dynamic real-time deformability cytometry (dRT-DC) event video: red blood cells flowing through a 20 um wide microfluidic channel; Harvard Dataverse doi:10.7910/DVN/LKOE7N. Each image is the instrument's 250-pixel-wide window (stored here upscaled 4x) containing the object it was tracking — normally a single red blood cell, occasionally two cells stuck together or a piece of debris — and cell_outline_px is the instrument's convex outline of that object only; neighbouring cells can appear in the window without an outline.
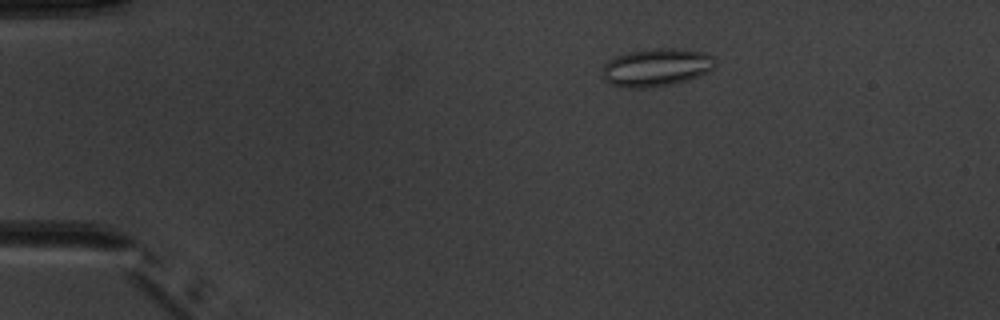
{"species": "common noctule bat (a hibernating species)", "species_latin": "Nyctalus noctula", "temperature_condition": "warm", "stored_images_in_passage": 5, "camera_frame_rate_fps": 3000, "um_per_image_px": 0.085, "animal": {"sex": "male", "body_mass_g": 20.1, "forearm_length_mm": 53.5}, "frame": {"image": 1, "passage_image": 2, "time_ms": 2.333, "image_size_px": [1000, 320], "cell_outline_px": [[716, 64], [712, 68], [700, 76], [688, 80], [672, 84], [644, 88], [628, 88], [612, 84], [604, 80], [604, 64], [608, 60], [616, 56], [628, 52], [652, 48], [680, 48], [704, 52], [712, 56], [716, 60]], "centroid_in_image_um": [55.82, 5.72], "position_along_channel_um": 29.2, "area_um2": 24.97}}
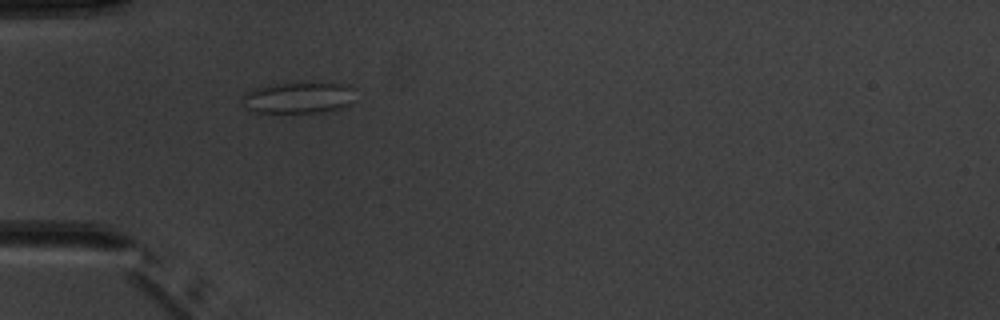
{"frame": {"image": 2, "passage_image": 4, "time_ms": 4.667, "image_size_px": [1000, 320], "cell_outline_px": [[352, 88], [348, 104], [336, 108], [320, 112], [280, 116], [256, 112], [240, 104], [244, 92], [252, 88], [276, 84], [348, 84]], "centroid_in_image_um": [25.18, 8.37], "position_along_channel_um": 59.8, "area_um2": 20.75}}
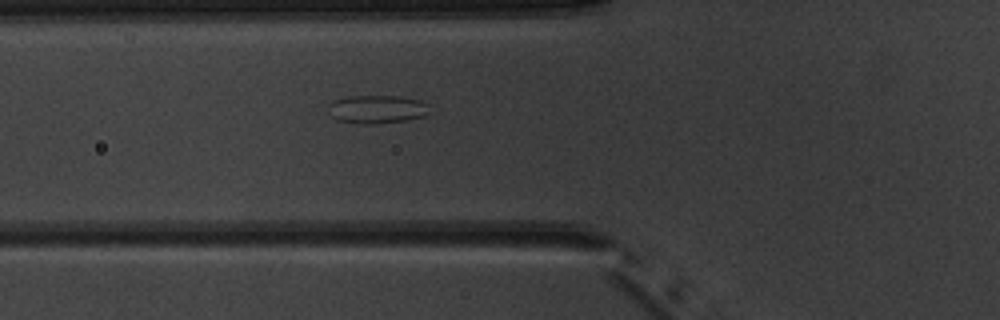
{"frame": {"image": 3, "passage_image": 5, "time_ms": 5.667, "image_size_px": [1000, 320], "cell_outline_px": [[432, 104], [428, 112], [424, 116], [408, 120], [368, 124], [336, 120], [332, 116], [328, 104], [336, 100], [348, 96], [400, 96], [420, 100]], "centroid_in_image_um": [32.11, 9.27], "position_along_channel_um": 93.7, "area_um2": 16.65}}